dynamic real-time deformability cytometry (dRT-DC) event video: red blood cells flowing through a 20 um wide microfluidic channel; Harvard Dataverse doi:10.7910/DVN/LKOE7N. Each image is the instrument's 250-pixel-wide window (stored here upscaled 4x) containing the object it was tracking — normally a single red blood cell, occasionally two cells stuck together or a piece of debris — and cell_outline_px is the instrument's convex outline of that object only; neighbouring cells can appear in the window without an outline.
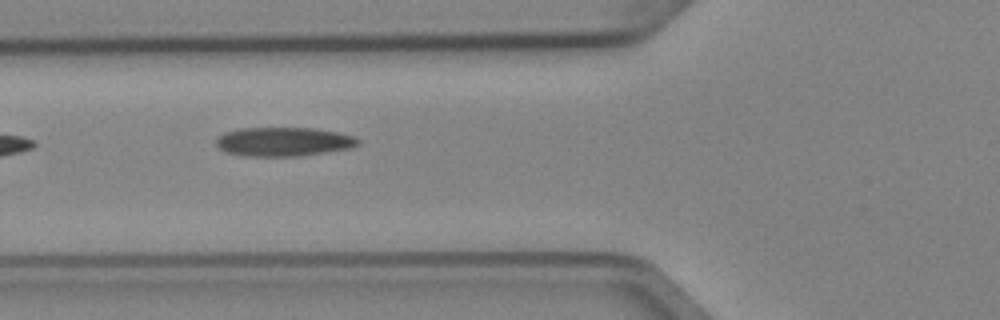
{"species": "Egyptian fruit bat (a non-hibernating species)", "species_latin": "Rousettus aegyptiacus", "temperature_condition": "cold", "stored_images_in_passage": 7, "camera_frame_rate_fps": 3000, "um_per_image_px": 0.085, "animal": {"sex": "female"}, "frame": {"image": 1, "passage_image": 5, "time_ms": 1.333, "image_size_px": [1000, 320], "cell_outline_px": [[360, 144], [352, 148], [300, 156], [244, 156], [224, 152], [216, 144], [216, 140], [224, 132], [240, 128], [312, 128], [340, 132], [352, 136], [360, 140]], "centroid_in_image_um": [24.12, 12.05], "position_along_channel_um": 101.7, "area_um2": 24.1}}
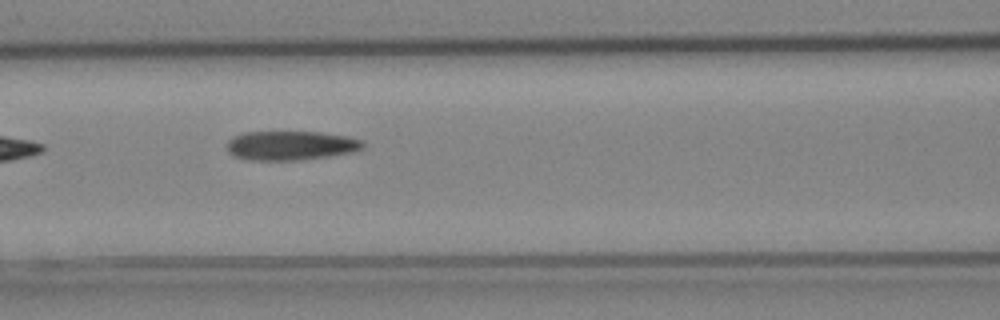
{"frame": {"image": 2, "passage_image": 6, "time_ms": 1.667, "image_size_px": [1000, 320], "cell_outline_px": [[364, 148], [352, 152], [328, 156], [300, 160], [244, 160], [232, 156], [228, 152], [228, 140], [232, 136], [244, 132], [320, 132], [348, 136], [364, 140]], "centroid_in_image_um": [24.7, 12.37], "position_along_channel_um": 141.9, "area_um2": 23.41}}